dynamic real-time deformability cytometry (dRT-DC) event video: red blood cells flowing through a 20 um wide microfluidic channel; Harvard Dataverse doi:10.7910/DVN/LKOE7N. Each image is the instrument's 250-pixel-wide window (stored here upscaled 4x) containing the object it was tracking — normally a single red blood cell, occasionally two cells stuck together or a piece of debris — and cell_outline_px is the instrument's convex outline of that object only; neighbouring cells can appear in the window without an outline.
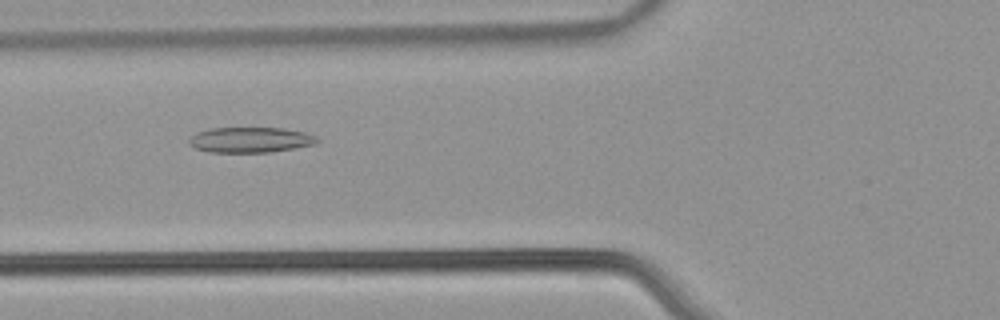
{"species": "common noctule bat (a hibernating species)", "species_latin": "Nyctalus noctula", "temperature_condition": "warm", "stored_images_in_passage": 54, "camera_frame_rate_fps": 3000, "um_per_image_px": 0.085, "animal": {"sex": "male", "body_mass_g": 21.5, "forearm_length_mm": 52.0}, "frame": {"image": 1, "passage_image": 21, "time_ms": 6.667, "image_size_px": [1000, 320], "cell_outline_px": [[320, 140], [316, 144], [272, 152], [208, 152], [196, 148], [188, 144], [188, 140], [196, 132], [208, 128], [284, 128], [308, 132], [316, 136]], "centroid_in_image_um": [21.31, 11.88], "position_along_channel_um": 104.5, "area_um2": 19.19}}
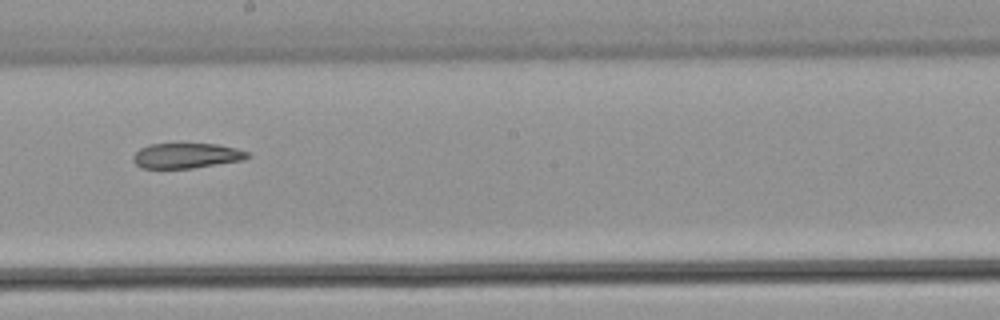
{"frame": {"image": 2, "passage_image": 31, "time_ms": 10.0, "image_size_px": [1000, 320], "cell_outline_px": [[252, 156], [244, 160], [192, 168], [140, 168], [132, 160], [132, 156], [140, 148], [152, 144], [216, 144], [236, 148], [248, 152]], "centroid_in_image_um": [15.86, 13.23], "position_along_channel_um": 232.3, "area_um2": 16.76}}
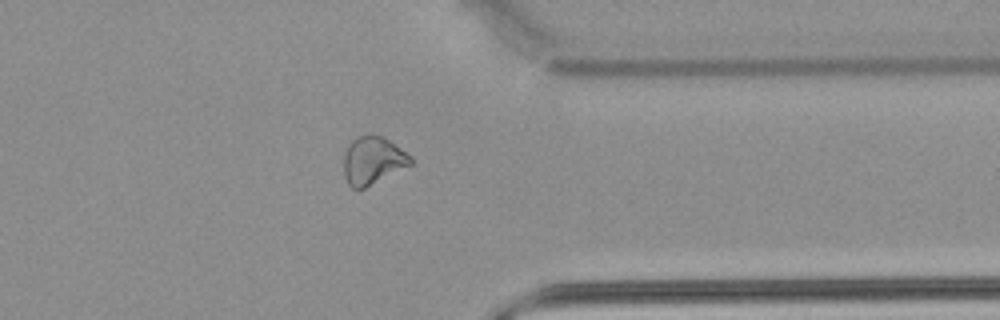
{"frame": {"image": 3, "passage_image": 43, "time_ms": 14.0, "image_size_px": [1000, 320], "cell_outline_px": [[412, 164], [364, 188], [352, 188], [348, 184], [344, 176], [344, 152], [348, 144], [352, 140], [360, 136], [372, 132], [384, 136], [412, 156]], "centroid_in_image_um": [31.68, 13.6], "position_along_channel_um": 379.7, "area_um2": 18.79}, "authors_computed_cell_mechanics": {"area_um2": 20.9525, "velocity_mm_per_s": 3.8387, "shape_relaxation_time_tau1_ms": null, "shape_relaxation_time_tau2_ms": 7.1409, "deformation_change_tau1": null, "deformation_change_tau2": 0.1454}}